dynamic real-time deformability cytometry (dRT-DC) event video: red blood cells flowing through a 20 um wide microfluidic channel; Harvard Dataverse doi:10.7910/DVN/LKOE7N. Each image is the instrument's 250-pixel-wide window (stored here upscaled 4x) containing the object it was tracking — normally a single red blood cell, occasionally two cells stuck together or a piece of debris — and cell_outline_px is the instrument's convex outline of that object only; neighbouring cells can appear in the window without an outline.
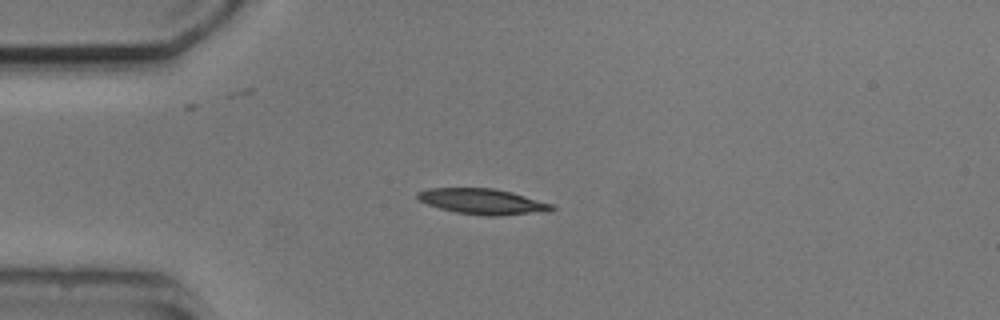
{"species": "common noctule bat (a hibernating species)", "species_latin": "Nyctalus noctula", "temperature_condition": "cold", "stored_images_in_passage": 3, "camera_frame_rate_fps": 3000, "um_per_image_px": 0.085, "animal": {"sex": "male", "body_mass_g": 20.5, "forearm_length_mm": 52.5}, "frame": {"image": 1, "passage_image": 2, "time_ms": 2.0, "image_size_px": [1000, 320], "cell_outline_px": [[556, 208], [548, 212], [500, 216], [488, 216], [456, 212], [440, 208], [428, 204], [420, 200], [416, 196], [416, 192], [428, 188], [492, 188], [512, 192], [552, 204]], "centroid_in_image_um": [41.05, 17.13], "position_along_channel_um": 44.0, "area_um2": 20.06}}